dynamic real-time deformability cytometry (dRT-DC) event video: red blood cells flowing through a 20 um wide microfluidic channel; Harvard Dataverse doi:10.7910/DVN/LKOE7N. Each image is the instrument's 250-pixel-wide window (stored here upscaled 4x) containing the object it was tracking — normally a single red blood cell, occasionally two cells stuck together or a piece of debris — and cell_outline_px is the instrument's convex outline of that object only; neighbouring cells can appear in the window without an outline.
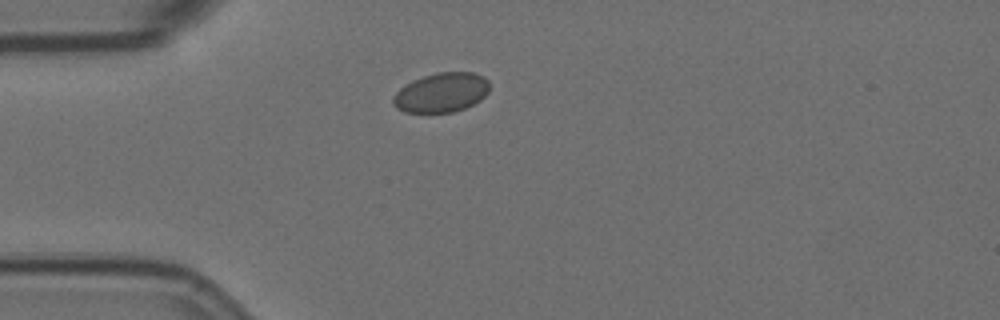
{"species": "Egyptian fruit bat (a non-hibernating species)", "species_latin": "Rousettus aegyptiacus", "temperature_condition": "room temperature", "stored_images_in_passage": 6, "camera_frame_rate_fps": 3000, "um_per_image_px": 0.085, "animal": {"sex": "female"}, "frame": {"image": 1, "passage_image": 1, "time_ms": 0.0, "image_size_px": [1000, 320], "cell_outline_px": [[488, 92], [480, 100], [464, 108], [452, 112], [404, 112], [396, 108], [392, 104], [392, 96], [400, 88], [412, 80], [436, 72], [472, 72], [484, 76], [488, 80]], "centroid_in_image_um": [37.49, 7.86], "position_along_channel_um": 47.5, "area_um2": 22.2}}
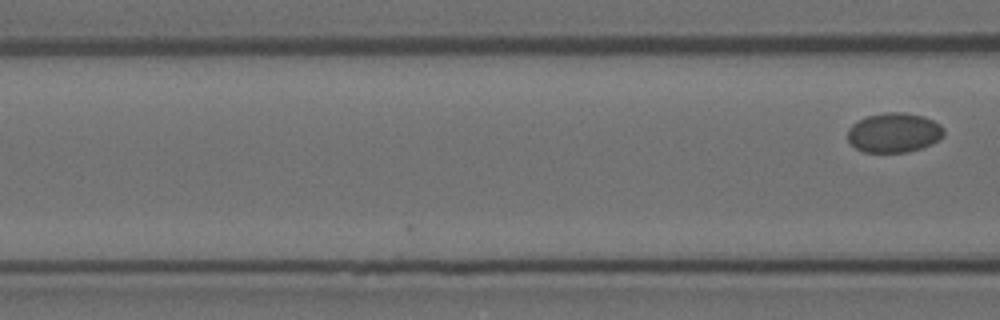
{"frame": {"image": 2, "passage_image": 6, "time_ms": 1.667, "image_size_px": [1000, 320], "cell_outline_px": [[944, 136], [932, 144], [908, 152], [864, 152], [856, 148], [848, 140], [848, 128], [852, 124], [868, 116], [884, 112], [904, 112], [924, 116], [940, 124], [944, 128]], "centroid_in_image_um": [76.01, 11.27], "position_along_channel_um": 90.6, "area_um2": 22.25}}